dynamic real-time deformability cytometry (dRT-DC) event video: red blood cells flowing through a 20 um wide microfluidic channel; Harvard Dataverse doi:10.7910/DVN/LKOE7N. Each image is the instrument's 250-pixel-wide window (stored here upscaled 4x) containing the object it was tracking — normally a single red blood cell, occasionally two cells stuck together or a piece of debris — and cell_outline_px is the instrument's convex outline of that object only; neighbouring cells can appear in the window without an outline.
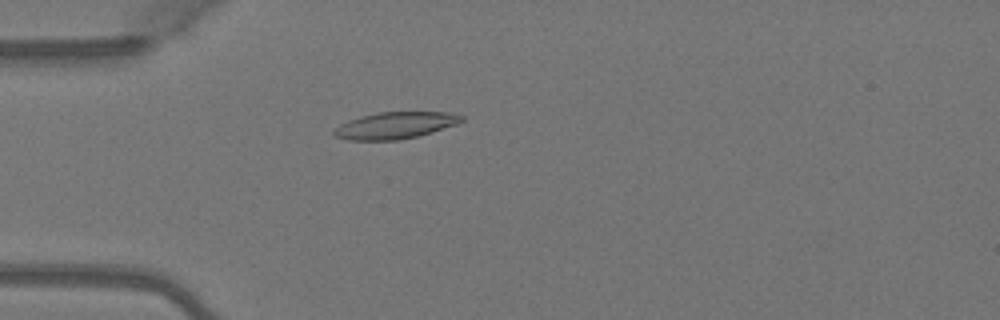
{"species": "Egyptian fruit bat (a non-hibernating species)", "species_latin": "Rousettus aegyptiacus", "temperature_condition": "warm", "stored_images_in_passage": 50, "camera_frame_rate_fps": 3000, "um_per_image_px": 0.085, "animal": {"sex": "female"}, "frame": {"image": 1, "passage_image": 14, "time_ms": 4.333, "image_size_px": [1000, 320], "cell_outline_px": [[464, 120], [456, 124], [416, 136], [396, 140], [348, 140], [332, 136], [332, 132], [340, 124], [348, 120], [360, 116], [380, 112], [448, 112], [464, 116]], "centroid_in_image_um": [33.54, 10.65], "position_along_channel_um": 51.5, "area_um2": 19.71}}
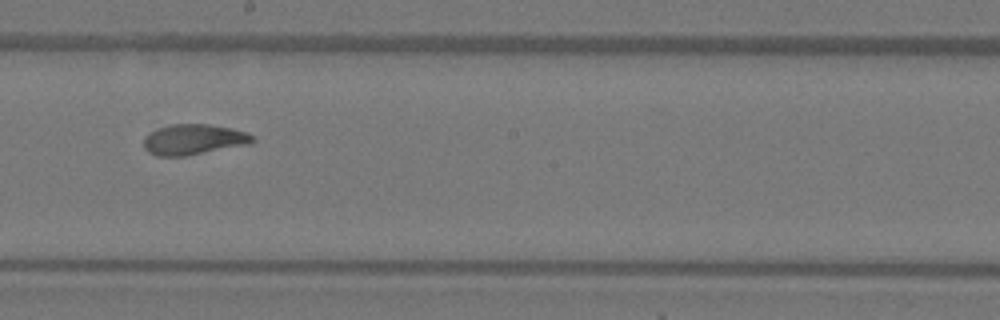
{"frame": {"image": 2, "passage_image": 28, "time_ms": 9.0, "image_size_px": [1000, 320], "cell_outline_px": [[256, 140], [248, 144], [184, 156], [156, 156], [148, 152], [144, 148], [144, 136], [156, 128], [172, 124], [208, 124], [232, 128], [244, 132], [252, 136]], "centroid_in_image_um": [16.4, 11.85], "position_along_channel_um": 231.8, "area_um2": 19.25}}
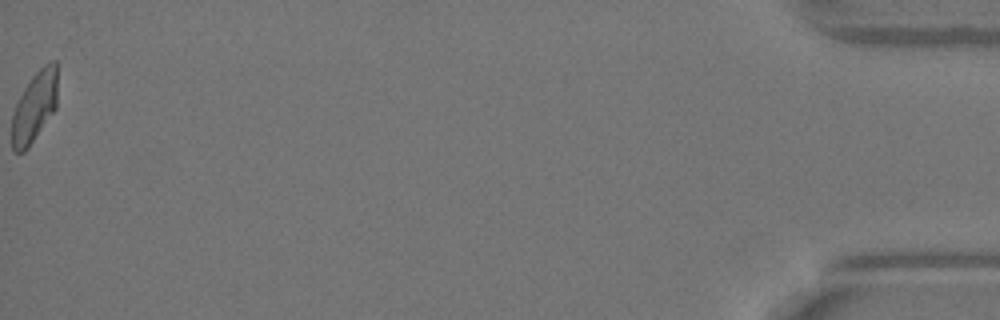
{"frame": {"image": 3, "passage_image": 50, "time_ms": 16.333, "image_size_px": [1000, 320], "cell_outline_px": [[56, 108], [28, 148], [24, 152], [16, 152], [12, 148], [12, 116], [16, 104], [24, 88], [32, 76], [44, 64], [52, 60], [56, 60]], "centroid_in_image_um": [2.92, 9.08], "position_along_channel_um": 432.3, "area_um2": 18.5}, "authors_computed_cell_mechanics": {"area_um2": 19.5364, "velocity_mm_per_s": 4.1062, "shape_relaxation_time_tau1_ms": 3.7051, "shape_relaxation_time_tau2_ms": null, "deformation_change_tau1": 0.1731, "deformation_change_tau2": null}}